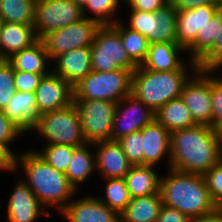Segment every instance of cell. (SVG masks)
Instances as JSON below:
<instances>
[{
  "label": "cell",
  "instance_id": "cell-1",
  "mask_svg": "<svg viewBox=\"0 0 222 222\" xmlns=\"http://www.w3.org/2000/svg\"><path fill=\"white\" fill-rule=\"evenodd\" d=\"M221 160V131L195 125L170 133V169L204 175Z\"/></svg>",
  "mask_w": 222,
  "mask_h": 222
},
{
  "label": "cell",
  "instance_id": "cell-2",
  "mask_svg": "<svg viewBox=\"0 0 222 222\" xmlns=\"http://www.w3.org/2000/svg\"><path fill=\"white\" fill-rule=\"evenodd\" d=\"M21 168L25 174L23 181L46 209L53 207L60 212L73 198H77L78 192L65 173L48 164L36 151L28 149L16 155L15 171H21Z\"/></svg>",
  "mask_w": 222,
  "mask_h": 222
},
{
  "label": "cell",
  "instance_id": "cell-3",
  "mask_svg": "<svg viewBox=\"0 0 222 222\" xmlns=\"http://www.w3.org/2000/svg\"><path fill=\"white\" fill-rule=\"evenodd\" d=\"M160 178L159 192L164 205L176 208L190 219L218 209L212 201L204 175L184 173L168 168Z\"/></svg>",
  "mask_w": 222,
  "mask_h": 222
},
{
  "label": "cell",
  "instance_id": "cell-4",
  "mask_svg": "<svg viewBox=\"0 0 222 222\" xmlns=\"http://www.w3.org/2000/svg\"><path fill=\"white\" fill-rule=\"evenodd\" d=\"M198 68L191 59L175 71H153L139 65L132 74L131 94L156 113L167 102L180 97L186 81Z\"/></svg>",
  "mask_w": 222,
  "mask_h": 222
},
{
  "label": "cell",
  "instance_id": "cell-5",
  "mask_svg": "<svg viewBox=\"0 0 222 222\" xmlns=\"http://www.w3.org/2000/svg\"><path fill=\"white\" fill-rule=\"evenodd\" d=\"M42 137L45 144L80 147L85 141L80 116L74 102L66 107L40 114L32 130Z\"/></svg>",
  "mask_w": 222,
  "mask_h": 222
},
{
  "label": "cell",
  "instance_id": "cell-6",
  "mask_svg": "<svg viewBox=\"0 0 222 222\" xmlns=\"http://www.w3.org/2000/svg\"><path fill=\"white\" fill-rule=\"evenodd\" d=\"M132 70L91 71L73 87L74 100H106L118 103L131 95Z\"/></svg>",
  "mask_w": 222,
  "mask_h": 222
},
{
  "label": "cell",
  "instance_id": "cell-7",
  "mask_svg": "<svg viewBox=\"0 0 222 222\" xmlns=\"http://www.w3.org/2000/svg\"><path fill=\"white\" fill-rule=\"evenodd\" d=\"M90 48L93 71H134L138 67L127 55L120 34L111 25L101 26L96 31Z\"/></svg>",
  "mask_w": 222,
  "mask_h": 222
},
{
  "label": "cell",
  "instance_id": "cell-8",
  "mask_svg": "<svg viewBox=\"0 0 222 222\" xmlns=\"http://www.w3.org/2000/svg\"><path fill=\"white\" fill-rule=\"evenodd\" d=\"M100 27L101 25L97 21L82 18L78 22L43 35L40 40L52 62L63 53L76 48L91 46L96 31Z\"/></svg>",
  "mask_w": 222,
  "mask_h": 222
},
{
  "label": "cell",
  "instance_id": "cell-9",
  "mask_svg": "<svg viewBox=\"0 0 222 222\" xmlns=\"http://www.w3.org/2000/svg\"><path fill=\"white\" fill-rule=\"evenodd\" d=\"M87 143L112 139L117 103L106 100H74Z\"/></svg>",
  "mask_w": 222,
  "mask_h": 222
},
{
  "label": "cell",
  "instance_id": "cell-10",
  "mask_svg": "<svg viewBox=\"0 0 222 222\" xmlns=\"http://www.w3.org/2000/svg\"><path fill=\"white\" fill-rule=\"evenodd\" d=\"M82 9L73 0H46L35 5L34 30L37 38L80 21Z\"/></svg>",
  "mask_w": 222,
  "mask_h": 222
},
{
  "label": "cell",
  "instance_id": "cell-11",
  "mask_svg": "<svg viewBox=\"0 0 222 222\" xmlns=\"http://www.w3.org/2000/svg\"><path fill=\"white\" fill-rule=\"evenodd\" d=\"M180 97L198 125L212 128L210 70L198 68L186 81Z\"/></svg>",
  "mask_w": 222,
  "mask_h": 222
},
{
  "label": "cell",
  "instance_id": "cell-12",
  "mask_svg": "<svg viewBox=\"0 0 222 222\" xmlns=\"http://www.w3.org/2000/svg\"><path fill=\"white\" fill-rule=\"evenodd\" d=\"M155 112L132 94L117 103L112 126V140L140 131L155 120Z\"/></svg>",
  "mask_w": 222,
  "mask_h": 222
},
{
  "label": "cell",
  "instance_id": "cell-13",
  "mask_svg": "<svg viewBox=\"0 0 222 222\" xmlns=\"http://www.w3.org/2000/svg\"><path fill=\"white\" fill-rule=\"evenodd\" d=\"M7 202V222H36L41 215H52L51 212L45 211L47 209L22 178L15 182Z\"/></svg>",
  "mask_w": 222,
  "mask_h": 222
},
{
  "label": "cell",
  "instance_id": "cell-14",
  "mask_svg": "<svg viewBox=\"0 0 222 222\" xmlns=\"http://www.w3.org/2000/svg\"><path fill=\"white\" fill-rule=\"evenodd\" d=\"M34 94L39 114L66 107L74 102L73 87L52 71L43 76Z\"/></svg>",
  "mask_w": 222,
  "mask_h": 222
},
{
  "label": "cell",
  "instance_id": "cell-15",
  "mask_svg": "<svg viewBox=\"0 0 222 222\" xmlns=\"http://www.w3.org/2000/svg\"><path fill=\"white\" fill-rule=\"evenodd\" d=\"M73 200L59 212L67 222H120V214L106 206L96 195Z\"/></svg>",
  "mask_w": 222,
  "mask_h": 222
},
{
  "label": "cell",
  "instance_id": "cell-16",
  "mask_svg": "<svg viewBox=\"0 0 222 222\" xmlns=\"http://www.w3.org/2000/svg\"><path fill=\"white\" fill-rule=\"evenodd\" d=\"M94 147L96 172L103 179L124 178L133 166L117 140L97 141Z\"/></svg>",
  "mask_w": 222,
  "mask_h": 222
},
{
  "label": "cell",
  "instance_id": "cell-17",
  "mask_svg": "<svg viewBox=\"0 0 222 222\" xmlns=\"http://www.w3.org/2000/svg\"><path fill=\"white\" fill-rule=\"evenodd\" d=\"M52 62H55L52 72L74 87L92 71L91 48L87 46L73 49Z\"/></svg>",
  "mask_w": 222,
  "mask_h": 222
},
{
  "label": "cell",
  "instance_id": "cell-18",
  "mask_svg": "<svg viewBox=\"0 0 222 222\" xmlns=\"http://www.w3.org/2000/svg\"><path fill=\"white\" fill-rule=\"evenodd\" d=\"M219 11L217 5H205L177 11V44L187 49L213 16Z\"/></svg>",
  "mask_w": 222,
  "mask_h": 222
},
{
  "label": "cell",
  "instance_id": "cell-19",
  "mask_svg": "<svg viewBox=\"0 0 222 222\" xmlns=\"http://www.w3.org/2000/svg\"><path fill=\"white\" fill-rule=\"evenodd\" d=\"M184 52L186 49L177 42L153 43L149 45L146 58L140 66L153 71L179 70L190 60L182 58L185 57Z\"/></svg>",
  "mask_w": 222,
  "mask_h": 222
},
{
  "label": "cell",
  "instance_id": "cell-20",
  "mask_svg": "<svg viewBox=\"0 0 222 222\" xmlns=\"http://www.w3.org/2000/svg\"><path fill=\"white\" fill-rule=\"evenodd\" d=\"M140 131L143 136V165L157 167L166 158L169 162L166 165H170V132L156 119Z\"/></svg>",
  "mask_w": 222,
  "mask_h": 222
},
{
  "label": "cell",
  "instance_id": "cell-21",
  "mask_svg": "<svg viewBox=\"0 0 222 222\" xmlns=\"http://www.w3.org/2000/svg\"><path fill=\"white\" fill-rule=\"evenodd\" d=\"M3 112L23 134L32 132L40 116L33 92L16 91Z\"/></svg>",
  "mask_w": 222,
  "mask_h": 222
},
{
  "label": "cell",
  "instance_id": "cell-22",
  "mask_svg": "<svg viewBox=\"0 0 222 222\" xmlns=\"http://www.w3.org/2000/svg\"><path fill=\"white\" fill-rule=\"evenodd\" d=\"M37 40L33 25L0 21V60H7Z\"/></svg>",
  "mask_w": 222,
  "mask_h": 222
},
{
  "label": "cell",
  "instance_id": "cell-23",
  "mask_svg": "<svg viewBox=\"0 0 222 222\" xmlns=\"http://www.w3.org/2000/svg\"><path fill=\"white\" fill-rule=\"evenodd\" d=\"M7 61L11 64L13 70L34 74H49L52 71V69H49L52 62L40 39L24 50L13 54Z\"/></svg>",
  "mask_w": 222,
  "mask_h": 222
},
{
  "label": "cell",
  "instance_id": "cell-24",
  "mask_svg": "<svg viewBox=\"0 0 222 222\" xmlns=\"http://www.w3.org/2000/svg\"><path fill=\"white\" fill-rule=\"evenodd\" d=\"M177 9L169 2L156 12H151L149 35L150 44L177 42Z\"/></svg>",
  "mask_w": 222,
  "mask_h": 222
},
{
  "label": "cell",
  "instance_id": "cell-25",
  "mask_svg": "<svg viewBox=\"0 0 222 222\" xmlns=\"http://www.w3.org/2000/svg\"><path fill=\"white\" fill-rule=\"evenodd\" d=\"M90 147H93V143H86L77 147L73 151L71 161L65 172L69 183L77 192L80 191V185H83L82 183H85L96 172L95 153L94 150H90Z\"/></svg>",
  "mask_w": 222,
  "mask_h": 222
},
{
  "label": "cell",
  "instance_id": "cell-26",
  "mask_svg": "<svg viewBox=\"0 0 222 222\" xmlns=\"http://www.w3.org/2000/svg\"><path fill=\"white\" fill-rule=\"evenodd\" d=\"M155 166L136 165L124 177L131 198L160 193L161 175Z\"/></svg>",
  "mask_w": 222,
  "mask_h": 222
},
{
  "label": "cell",
  "instance_id": "cell-27",
  "mask_svg": "<svg viewBox=\"0 0 222 222\" xmlns=\"http://www.w3.org/2000/svg\"><path fill=\"white\" fill-rule=\"evenodd\" d=\"M162 206L160 193L131 198L120 213V222H156Z\"/></svg>",
  "mask_w": 222,
  "mask_h": 222
},
{
  "label": "cell",
  "instance_id": "cell-28",
  "mask_svg": "<svg viewBox=\"0 0 222 222\" xmlns=\"http://www.w3.org/2000/svg\"><path fill=\"white\" fill-rule=\"evenodd\" d=\"M155 114V119L170 133L198 125L181 97L170 100Z\"/></svg>",
  "mask_w": 222,
  "mask_h": 222
},
{
  "label": "cell",
  "instance_id": "cell-29",
  "mask_svg": "<svg viewBox=\"0 0 222 222\" xmlns=\"http://www.w3.org/2000/svg\"><path fill=\"white\" fill-rule=\"evenodd\" d=\"M222 30V12L218 11L203 30L199 31L196 40L186 49L189 59L198 62L215 44ZM189 52V53H188Z\"/></svg>",
  "mask_w": 222,
  "mask_h": 222
},
{
  "label": "cell",
  "instance_id": "cell-30",
  "mask_svg": "<svg viewBox=\"0 0 222 222\" xmlns=\"http://www.w3.org/2000/svg\"><path fill=\"white\" fill-rule=\"evenodd\" d=\"M125 24L123 20H120L111 26L120 34L122 44L129 58L139 66L146 58L150 43L144 35L129 29Z\"/></svg>",
  "mask_w": 222,
  "mask_h": 222
},
{
  "label": "cell",
  "instance_id": "cell-31",
  "mask_svg": "<svg viewBox=\"0 0 222 222\" xmlns=\"http://www.w3.org/2000/svg\"><path fill=\"white\" fill-rule=\"evenodd\" d=\"M35 5L33 0H0V21L33 25Z\"/></svg>",
  "mask_w": 222,
  "mask_h": 222
},
{
  "label": "cell",
  "instance_id": "cell-32",
  "mask_svg": "<svg viewBox=\"0 0 222 222\" xmlns=\"http://www.w3.org/2000/svg\"><path fill=\"white\" fill-rule=\"evenodd\" d=\"M120 0H89L82 9L83 17L97 21L101 26L113 25L121 19L117 10L121 6ZM92 15H88L89 13Z\"/></svg>",
  "mask_w": 222,
  "mask_h": 222
},
{
  "label": "cell",
  "instance_id": "cell-33",
  "mask_svg": "<svg viewBox=\"0 0 222 222\" xmlns=\"http://www.w3.org/2000/svg\"><path fill=\"white\" fill-rule=\"evenodd\" d=\"M105 184V198L97 196V198L103 202L110 209L117 211L119 214L129 204L131 197L129 190L126 186L124 178H110L104 179Z\"/></svg>",
  "mask_w": 222,
  "mask_h": 222
},
{
  "label": "cell",
  "instance_id": "cell-34",
  "mask_svg": "<svg viewBox=\"0 0 222 222\" xmlns=\"http://www.w3.org/2000/svg\"><path fill=\"white\" fill-rule=\"evenodd\" d=\"M77 147L69 145L48 144L36 151L48 164L56 170L65 173L71 161L73 151Z\"/></svg>",
  "mask_w": 222,
  "mask_h": 222
},
{
  "label": "cell",
  "instance_id": "cell-35",
  "mask_svg": "<svg viewBox=\"0 0 222 222\" xmlns=\"http://www.w3.org/2000/svg\"><path fill=\"white\" fill-rule=\"evenodd\" d=\"M212 100V129L222 132V75L219 70H210Z\"/></svg>",
  "mask_w": 222,
  "mask_h": 222
},
{
  "label": "cell",
  "instance_id": "cell-36",
  "mask_svg": "<svg viewBox=\"0 0 222 222\" xmlns=\"http://www.w3.org/2000/svg\"><path fill=\"white\" fill-rule=\"evenodd\" d=\"M129 162L133 165H143L142 132H134L117 140Z\"/></svg>",
  "mask_w": 222,
  "mask_h": 222
},
{
  "label": "cell",
  "instance_id": "cell-37",
  "mask_svg": "<svg viewBox=\"0 0 222 222\" xmlns=\"http://www.w3.org/2000/svg\"><path fill=\"white\" fill-rule=\"evenodd\" d=\"M14 70L7 60H0V109L3 110L15 94Z\"/></svg>",
  "mask_w": 222,
  "mask_h": 222
},
{
  "label": "cell",
  "instance_id": "cell-38",
  "mask_svg": "<svg viewBox=\"0 0 222 222\" xmlns=\"http://www.w3.org/2000/svg\"><path fill=\"white\" fill-rule=\"evenodd\" d=\"M204 177L212 201L222 208V160L211 167Z\"/></svg>",
  "mask_w": 222,
  "mask_h": 222
},
{
  "label": "cell",
  "instance_id": "cell-39",
  "mask_svg": "<svg viewBox=\"0 0 222 222\" xmlns=\"http://www.w3.org/2000/svg\"><path fill=\"white\" fill-rule=\"evenodd\" d=\"M200 69L219 70L222 66V30L214 46L197 62Z\"/></svg>",
  "mask_w": 222,
  "mask_h": 222
},
{
  "label": "cell",
  "instance_id": "cell-40",
  "mask_svg": "<svg viewBox=\"0 0 222 222\" xmlns=\"http://www.w3.org/2000/svg\"><path fill=\"white\" fill-rule=\"evenodd\" d=\"M22 135H24L23 132L9 120L4 115L3 110L0 109V143L5 144L15 155H17L11 148V144H13V141L19 140Z\"/></svg>",
  "mask_w": 222,
  "mask_h": 222
},
{
  "label": "cell",
  "instance_id": "cell-41",
  "mask_svg": "<svg viewBox=\"0 0 222 222\" xmlns=\"http://www.w3.org/2000/svg\"><path fill=\"white\" fill-rule=\"evenodd\" d=\"M128 13L129 17L127 18L129 19L125 26H128L129 29L139 32L141 35L147 37L150 32L151 12L129 10Z\"/></svg>",
  "mask_w": 222,
  "mask_h": 222
},
{
  "label": "cell",
  "instance_id": "cell-42",
  "mask_svg": "<svg viewBox=\"0 0 222 222\" xmlns=\"http://www.w3.org/2000/svg\"><path fill=\"white\" fill-rule=\"evenodd\" d=\"M45 75L47 74H34L20 70H14V83L16 91L34 93L36 88L39 86L41 79Z\"/></svg>",
  "mask_w": 222,
  "mask_h": 222
},
{
  "label": "cell",
  "instance_id": "cell-43",
  "mask_svg": "<svg viewBox=\"0 0 222 222\" xmlns=\"http://www.w3.org/2000/svg\"><path fill=\"white\" fill-rule=\"evenodd\" d=\"M170 0H132L127 8L129 10H139L146 12H156L159 8H162L168 4Z\"/></svg>",
  "mask_w": 222,
  "mask_h": 222
},
{
  "label": "cell",
  "instance_id": "cell-44",
  "mask_svg": "<svg viewBox=\"0 0 222 222\" xmlns=\"http://www.w3.org/2000/svg\"><path fill=\"white\" fill-rule=\"evenodd\" d=\"M156 222H191V219L176 208L163 204Z\"/></svg>",
  "mask_w": 222,
  "mask_h": 222
},
{
  "label": "cell",
  "instance_id": "cell-45",
  "mask_svg": "<svg viewBox=\"0 0 222 222\" xmlns=\"http://www.w3.org/2000/svg\"><path fill=\"white\" fill-rule=\"evenodd\" d=\"M16 155L5 145L0 143V171L15 172Z\"/></svg>",
  "mask_w": 222,
  "mask_h": 222
},
{
  "label": "cell",
  "instance_id": "cell-46",
  "mask_svg": "<svg viewBox=\"0 0 222 222\" xmlns=\"http://www.w3.org/2000/svg\"><path fill=\"white\" fill-rule=\"evenodd\" d=\"M170 3L178 10L193 9L205 5H217L218 0H170Z\"/></svg>",
  "mask_w": 222,
  "mask_h": 222
},
{
  "label": "cell",
  "instance_id": "cell-47",
  "mask_svg": "<svg viewBox=\"0 0 222 222\" xmlns=\"http://www.w3.org/2000/svg\"><path fill=\"white\" fill-rule=\"evenodd\" d=\"M191 222H222V208H218L211 214L191 219Z\"/></svg>",
  "mask_w": 222,
  "mask_h": 222
},
{
  "label": "cell",
  "instance_id": "cell-48",
  "mask_svg": "<svg viewBox=\"0 0 222 222\" xmlns=\"http://www.w3.org/2000/svg\"><path fill=\"white\" fill-rule=\"evenodd\" d=\"M81 9H83L89 0H73Z\"/></svg>",
  "mask_w": 222,
  "mask_h": 222
},
{
  "label": "cell",
  "instance_id": "cell-49",
  "mask_svg": "<svg viewBox=\"0 0 222 222\" xmlns=\"http://www.w3.org/2000/svg\"><path fill=\"white\" fill-rule=\"evenodd\" d=\"M217 6H218L219 11L222 12V0H218Z\"/></svg>",
  "mask_w": 222,
  "mask_h": 222
},
{
  "label": "cell",
  "instance_id": "cell-50",
  "mask_svg": "<svg viewBox=\"0 0 222 222\" xmlns=\"http://www.w3.org/2000/svg\"><path fill=\"white\" fill-rule=\"evenodd\" d=\"M121 3L123 2L124 4H129L132 0H120Z\"/></svg>",
  "mask_w": 222,
  "mask_h": 222
},
{
  "label": "cell",
  "instance_id": "cell-51",
  "mask_svg": "<svg viewBox=\"0 0 222 222\" xmlns=\"http://www.w3.org/2000/svg\"><path fill=\"white\" fill-rule=\"evenodd\" d=\"M35 3H39V2H42V1H46V0H33Z\"/></svg>",
  "mask_w": 222,
  "mask_h": 222
}]
</instances>
